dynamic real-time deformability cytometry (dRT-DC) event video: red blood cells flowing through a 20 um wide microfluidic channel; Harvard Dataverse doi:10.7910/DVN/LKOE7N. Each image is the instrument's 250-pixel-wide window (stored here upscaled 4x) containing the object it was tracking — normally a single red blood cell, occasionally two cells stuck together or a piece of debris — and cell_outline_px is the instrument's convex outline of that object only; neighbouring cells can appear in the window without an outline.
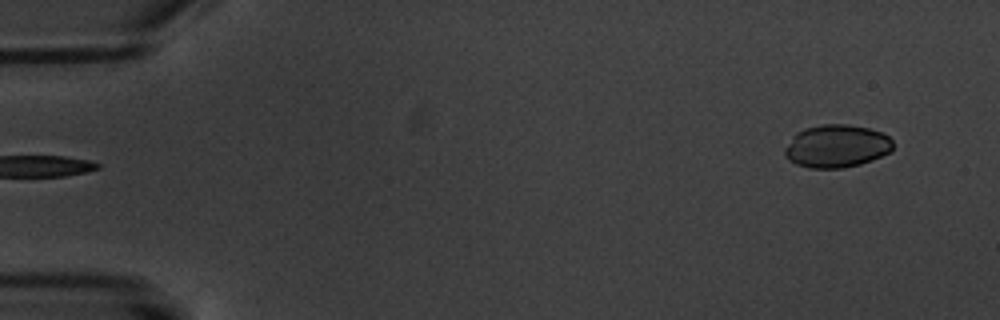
{"species": "common noctule bat (a hibernating species)", "species_latin": "Nyctalus noctula", "temperature_condition": "warm", "stored_images_in_passage": 6, "segment_of_instrument_passage": [2, 2], "camera_frame_rate_fps": 3000, "um_per_image_px": 0.085, "animal": {"sex": "male", "body_mass_g": 20.1, "forearm_length_mm": 53.5}, "frame": {"image": 1, "passage_image": 6, "time_ms": 6.0, "image_size_px": [1000, 320], "cell_outline_px": [[892, 152], [872, 160], [860, 164], [844, 168], [808, 168], [796, 164], [788, 160], [784, 156], [784, 148], [796, 132], [804, 128], [824, 124], [848, 124], [868, 128], [880, 132], [888, 136], [892, 140]], "centroid_in_image_um": [71.09, 12.43], "position_along_channel_um": 13.9, "area_um2": 27.22}}